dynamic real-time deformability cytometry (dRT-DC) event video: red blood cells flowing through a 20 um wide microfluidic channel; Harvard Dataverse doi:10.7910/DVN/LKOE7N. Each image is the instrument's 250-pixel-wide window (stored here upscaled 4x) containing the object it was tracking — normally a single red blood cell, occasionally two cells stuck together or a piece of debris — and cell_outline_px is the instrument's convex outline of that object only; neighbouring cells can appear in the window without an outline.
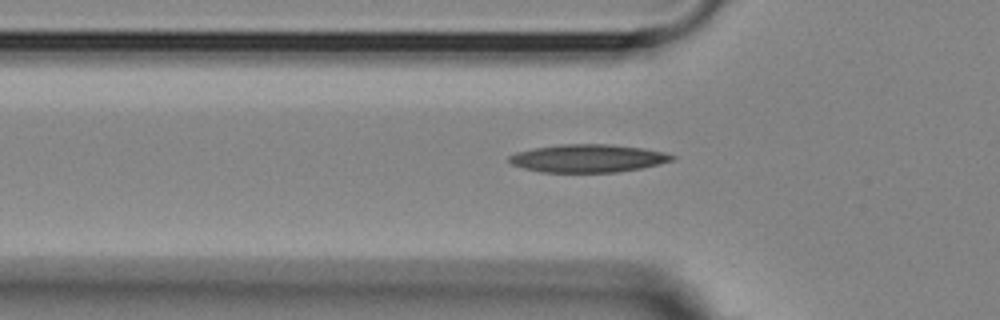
{"species": "Egyptian fruit bat (a non-hibernating species)", "species_latin": "Rousettus aegyptiacus", "temperature_condition": "room temperature", "stored_images_in_passage": 29, "camera_frame_rate_fps": 3000, "um_per_image_px": 0.085, "animal": {"sex": "female"}, "frame": {"image": 1, "passage_image": 3, "time_ms": 0.667, "image_size_px": [1000, 320], "cell_outline_px": [[676, 156], [672, 160], [660, 164], [640, 168], [616, 172], [540, 172], [524, 168], [512, 164], [508, 160], [508, 156], [516, 152], [532, 148], [560, 144], [608, 144], [644, 148], [664, 152]], "centroid_in_image_um": [49.95, 13.45], "position_along_channel_um": 75.8, "area_um2": 26.53}}
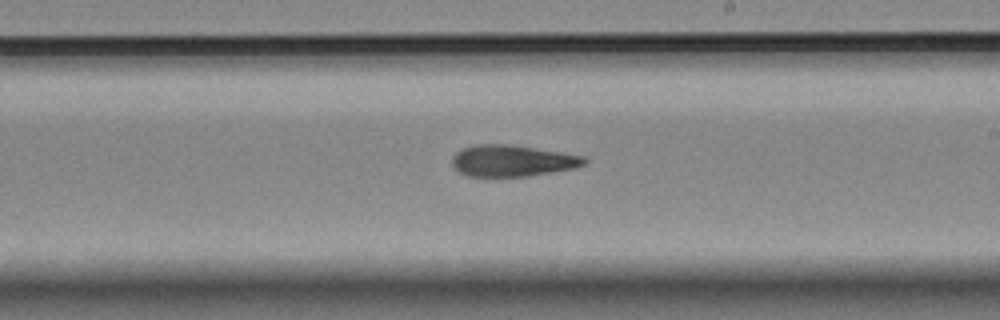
{"frame": {"image": 2, "passage_image": 17, "time_ms": 5.333, "image_size_px": [1000, 320], "cell_outline_px": [[588, 160], [584, 164], [576, 168], [528, 176], [468, 176], [460, 172], [452, 164], [452, 156], [456, 152], [472, 144], [512, 144], [584, 156]], "centroid_in_image_um": [43.55, 13.65], "position_along_channel_um": 245.5, "area_um2": 24.22}}
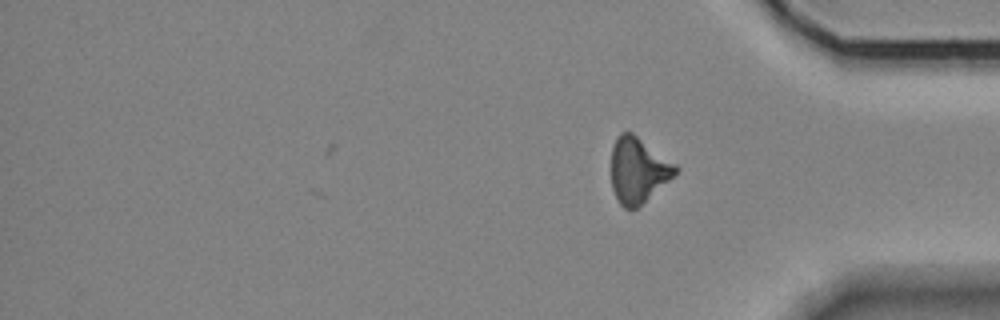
{"frame": {"image": 3, "passage_image": 29, "time_ms": 9.333, "image_size_px": [1000, 320], "cell_outline_px": [[680, 168], [668, 180], [632, 212], [624, 208], [620, 204], [612, 188], [612, 148], [616, 136], [620, 132], [632, 132], [676, 164]], "centroid_in_image_um": [54.21, 14.46], "position_along_channel_um": 381.0, "area_um2": 24.22}, "authors_computed_cell_mechanics": {"area_um2": 24.7384, "velocity_mm_per_s": 3.6092, "shape_relaxation_time_tau1_ms": 10.9221, "shape_relaxation_time_tau2_ms": null, "deformation_change_tau1": 0.2442, "deformation_change_tau2": null}}